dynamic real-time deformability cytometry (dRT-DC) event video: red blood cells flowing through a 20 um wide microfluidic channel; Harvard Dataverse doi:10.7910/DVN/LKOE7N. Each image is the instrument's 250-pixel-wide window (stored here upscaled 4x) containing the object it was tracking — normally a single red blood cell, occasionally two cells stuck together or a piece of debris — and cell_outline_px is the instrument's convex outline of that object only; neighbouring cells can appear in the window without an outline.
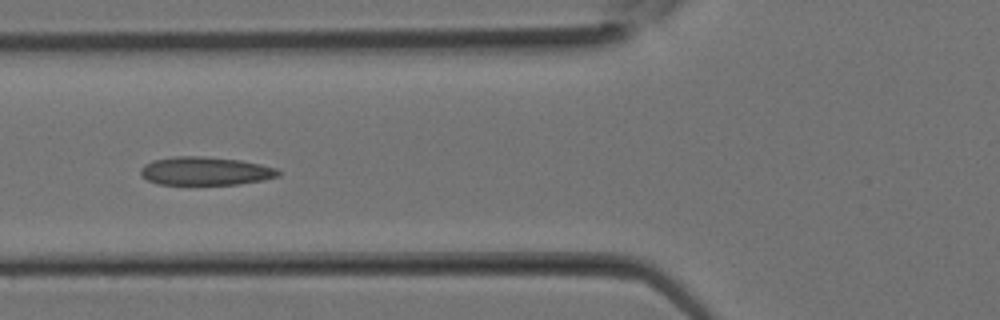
{"species": "Egyptian fruit bat (a non-hibernating species)", "species_latin": "Rousettus aegyptiacus", "temperature_condition": "room temperature", "stored_images_in_passage": 11, "camera_frame_rate_fps": 3000, "um_per_image_px": 0.085, "animal": {"sex": "female"}, "frame": {"image": 1, "passage_image": 8, "time_ms": 2.333, "image_size_px": [1000, 320], "cell_outline_px": [[280, 176], [264, 180], [240, 184], [156, 184], [140, 176], [140, 168], [144, 164], [152, 160], [172, 156], [204, 156], [240, 160], [260, 164], [276, 168], [280, 172]], "centroid_in_image_um": [17.43, 14.53], "position_along_channel_um": 108.4, "area_um2": 22.95}}
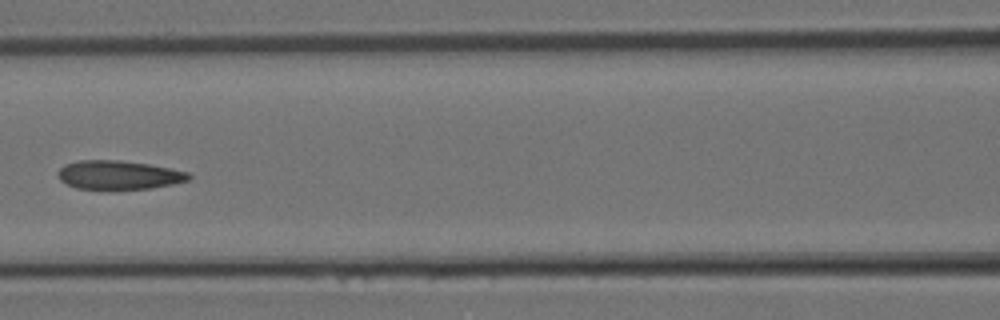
{"frame": {"image": 2, "passage_image": 10, "time_ms": 3.0, "image_size_px": [1000, 320], "cell_outline_px": [[192, 176], [188, 180], [172, 184], [152, 188], [76, 188], [60, 180], [56, 172], [64, 164], [80, 160], [120, 160], [148, 164], [188, 172]], "centroid_in_image_um": [10.07, 14.85], "position_along_channel_um": 156.5, "area_um2": 21.62}}